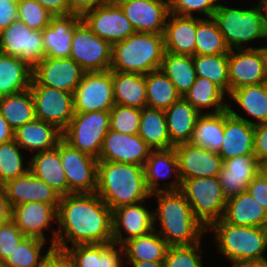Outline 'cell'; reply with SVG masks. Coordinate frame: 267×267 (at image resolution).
<instances>
[{"label":"cell","instance_id":"cell-9","mask_svg":"<svg viewBox=\"0 0 267 267\" xmlns=\"http://www.w3.org/2000/svg\"><path fill=\"white\" fill-rule=\"evenodd\" d=\"M70 58L85 72H103L111 68L112 44L95 35L81 20L74 28Z\"/></svg>","mask_w":267,"mask_h":267},{"label":"cell","instance_id":"cell-21","mask_svg":"<svg viewBox=\"0 0 267 267\" xmlns=\"http://www.w3.org/2000/svg\"><path fill=\"white\" fill-rule=\"evenodd\" d=\"M136 32L163 34L168 0H129L120 5Z\"/></svg>","mask_w":267,"mask_h":267},{"label":"cell","instance_id":"cell-67","mask_svg":"<svg viewBox=\"0 0 267 267\" xmlns=\"http://www.w3.org/2000/svg\"><path fill=\"white\" fill-rule=\"evenodd\" d=\"M264 231H265V234H266V236H267V219H266V222H265V225H264Z\"/></svg>","mask_w":267,"mask_h":267},{"label":"cell","instance_id":"cell-59","mask_svg":"<svg viewBox=\"0 0 267 267\" xmlns=\"http://www.w3.org/2000/svg\"><path fill=\"white\" fill-rule=\"evenodd\" d=\"M12 139H14V130L0 113V144L11 141Z\"/></svg>","mask_w":267,"mask_h":267},{"label":"cell","instance_id":"cell-6","mask_svg":"<svg viewBox=\"0 0 267 267\" xmlns=\"http://www.w3.org/2000/svg\"><path fill=\"white\" fill-rule=\"evenodd\" d=\"M164 52L163 34L135 32L112 45L110 70L146 75L160 69Z\"/></svg>","mask_w":267,"mask_h":267},{"label":"cell","instance_id":"cell-35","mask_svg":"<svg viewBox=\"0 0 267 267\" xmlns=\"http://www.w3.org/2000/svg\"><path fill=\"white\" fill-rule=\"evenodd\" d=\"M114 103L144 108L147 106L145 75L112 71Z\"/></svg>","mask_w":267,"mask_h":267},{"label":"cell","instance_id":"cell-43","mask_svg":"<svg viewBox=\"0 0 267 267\" xmlns=\"http://www.w3.org/2000/svg\"><path fill=\"white\" fill-rule=\"evenodd\" d=\"M147 107L166 110L181 96L171 80L160 70L145 75Z\"/></svg>","mask_w":267,"mask_h":267},{"label":"cell","instance_id":"cell-1","mask_svg":"<svg viewBox=\"0 0 267 267\" xmlns=\"http://www.w3.org/2000/svg\"><path fill=\"white\" fill-rule=\"evenodd\" d=\"M56 224L49 242L59 251L78 244L113 242L112 211L96 192L62 196Z\"/></svg>","mask_w":267,"mask_h":267},{"label":"cell","instance_id":"cell-29","mask_svg":"<svg viewBox=\"0 0 267 267\" xmlns=\"http://www.w3.org/2000/svg\"><path fill=\"white\" fill-rule=\"evenodd\" d=\"M195 33L196 16L169 13L163 33L165 51L179 55H196Z\"/></svg>","mask_w":267,"mask_h":267},{"label":"cell","instance_id":"cell-11","mask_svg":"<svg viewBox=\"0 0 267 267\" xmlns=\"http://www.w3.org/2000/svg\"><path fill=\"white\" fill-rule=\"evenodd\" d=\"M30 90L36 119L51 123L63 131L75 114L73 93L41 85L34 77Z\"/></svg>","mask_w":267,"mask_h":267},{"label":"cell","instance_id":"cell-41","mask_svg":"<svg viewBox=\"0 0 267 267\" xmlns=\"http://www.w3.org/2000/svg\"><path fill=\"white\" fill-rule=\"evenodd\" d=\"M160 70L171 80L183 97L196 79L192 56L164 52Z\"/></svg>","mask_w":267,"mask_h":267},{"label":"cell","instance_id":"cell-24","mask_svg":"<svg viewBox=\"0 0 267 267\" xmlns=\"http://www.w3.org/2000/svg\"><path fill=\"white\" fill-rule=\"evenodd\" d=\"M258 173L259 162L255 155H242L224 160L218 179L226 199L246 191Z\"/></svg>","mask_w":267,"mask_h":267},{"label":"cell","instance_id":"cell-7","mask_svg":"<svg viewBox=\"0 0 267 267\" xmlns=\"http://www.w3.org/2000/svg\"><path fill=\"white\" fill-rule=\"evenodd\" d=\"M180 191L190 204L195 217L206 228L223 218L227 199L218 176L184 179Z\"/></svg>","mask_w":267,"mask_h":267},{"label":"cell","instance_id":"cell-65","mask_svg":"<svg viewBox=\"0 0 267 267\" xmlns=\"http://www.w3.org/2000/svg\"><path fill=\"white\" fill-rule=\"evenodd\" d=\"M262 50L265 57L266 75H267V43L262 45Z\"/></svg>","mask_w":267,"mask_h":267},{"label":"cell","instance_id":"cell-63","mask_svg":"<svg viewBox=\"0 0 267 267\" xmlns=\"http://www.w3.org/2000/svg\"><path fill=\"white\" fill-rule=\"evenodd\" d=\"M259 173L267 181V162H264V163L259 164Z\"/></svg>","mask_w":267,"mask_h":267},{"label":"cell","instance_id":"cell-32","mask_svg":"<svg viewBox=\"0 0 267 267\" xmlns=\"http://www.w3.org/2000/svg\"><path fill=\"white\" fill-rule=\"evenodd\" d=\"M223 219L237 226L264 227L267 210L246 190L227 199Z\"/></svg>","mask_w":267,"mask_h":267},{"label":"cell","instance_id":"cell-20","mask_svg":"<svg viewBox=\"0 0 267 267\" xmlns=\"http://www.w3.org/2000/svg\"><path fill=\"white\" fill-rule=\"evenodd\" d=\"M84 74L81 66L71 58L45 57L33 69V77L41 85L73 94Z\"/></svg>","mask_w":267,"mask_h":267},{"label":"cell","instance_id":"cell-22","mask_svg":"<svg viewBox=\"0 0 267 267\" xmlns=\"http://www.w3.org/2000/svg\"><path fill=\"white\" fill-rule=\"evenodd\" d=\"M11 219L26 237L48 241L44 230L49 231L57 223V209L51 204L31 201L11 208Z\"/></svg>","mask_w":267,"mask_h":267},{"label":"cell","instance_id":"cell-57","mask_svg":"<svg viewBox=\"0 0 267 267\" xmlns=\"http://www.w3.org/2000/svg\"><path fill=\"white\" fill-rule=\"evenodd\" d=\"M45 7L53 16L69 15L68 0H34Z\"/></svg>","mask_w":267,"mask_h":267},{"label":"cell","instance_id":"cell-12","mask_svg":"<svg viewBox=\"0 0 267 267\" xmlns=\"http://www.w3.org/2000/svg\"><path fill=\"white\" fill-rule=\"evenodd\" d=\"M58 151L67 177L68 194L95 193L98 159L81 152L63 138L58 141Z\"/></svg>","mask_w":267,"mask_h":267},{"label":"cell","instance_id":"cell-18","mask_svg":"<svg viewBox=\"0 0 267 267\" xmlns=\"http://www.w3.org/2000/svg\"><path fill=\"white\" fill-rule=\"evenodd\" d=\"M143 167L146 185L151 194L180 190L182 181L174 148L152 150ZM168 178L174 180L167 182L168 184L165 181L161 186L160 180H168Z\"/></svg>","mask_w":267,"mask_h":267},{"label":"cell","instance_id":"cell-17","mask_svg":"<svg viewBox=\"0 0 267 267\" xmlns=\"http://www.w3.org/2000/svg\"><path fill=\"white\" fill-rule=\"evenodd\" d=\"M146 201L150 200L122 206L112 211L113 243L122 245L129 239L154 230L153 210L145 206Z\"/></svg>","mask_w":267,"mask_h":267},{"label":"cell","instance_id":"cell-26","mask_svg":"<svg viewBox=\"0 0 267 267\" xmlns=\"http://www.w3.org/2000/svg\"><path fill=\"white\" fill-rule=\"evenodd\" d=\"M223 142L218 155L222 160L242 155H254V125L224 110Z\"/></svg>","mask_w":267,"mask_h":267},{"label":"cell","instance_id":"cell-55","mask_svg":"<svg viewBox=\"0 0 267 267\" xmlns=\"http://www.w3.org/2000/svg\"><path fill=\"white\" fill-rule=\"evenodd\" d=\"M41 267H75V265L64 251L54 249Z\"/></svg>","mask_w":267,"mask_h":267},{"label":"cell","instance_id":"cell-25","mask_svg":"<svg viewBox=\"0 0 267 267\" xmlns=\"http://www.w3.org/2000/svg\"><path fill=\"white\" fill-rule=\"evenodd\" d=\"M64 252L75 267H124V252L117 243L78 244ZM127 267V266H125Z\"/></svg>","mask_w":267,"mask_h":267},{"label":"cell","instance_id":"cell-19","mask_svg":"<svg viewBox=\"0 0 267 267\" xmlns=\"http://www.w3.org/2000/svg\"><path fill=\"white\" fill-rule=\"evenodd\" d=\"M177 158L181 181L199 177H216L221 171L223 160L218 153L191 143L173 147Z\"/></svg>","mask_w":267,"mask_h":267},{"label":"cell","instance_id":"cell-42","mask_svg":"<svg viewBox=\"0 0 267 267\" xmlns=\"http://www.w3.org/2000/svg\"><path fill=\"white\" fill-rule=\"evenodd\" d=\"M50 244L44 254L43 247ZM55 248L48 241L25 237L0 267H41Z\"/></svg>","mask_w":267,"mask_h":267},{"label":"cell","instance_id":"cell-15","mask_svg":"<svg viewBox=\"0 0 267 267\" xmlns=\"http://www.w3.org/2000/svg\"><path fill=\"white\" fill-rule=\"evenodd\" d=\"M228 72L229 94L246 85L263 83L267 79V75L262 47L230 50Z\"/></svg>","mask_w":267,"mask_h":267},{"label":"cell","instance_id":"cell-2","mask_svg":"<svg viewBox=\"0 0 267 267\" xmlns=\"http://www.w3.org/2000/svg\"><path fill=\"white\" fill-rule=\"evenodd\" d=\"M151 197L157 199L154 230L169 246L193 245L203 240L207 228L195 217L180 190L157 192Z\"/></svg>","mask_w":267,"mask_h":267},{"label":"cell","instance_id":"cell-39","mask_svg":"<svg viewBox=\"0 0 267 267\" xmlns=\"http://www.w3.org/2000/svg\"><path fill=\"white\" fill-rule=\"evenodd\" d=\"M0 113L14 131L35 120V104L30 88L0 97Z\"/></svg>","mask_w":267,"mask_h":267},{"label":"cell","instance_id":"cell-38","mask_svg":"<svg viewBox=\"0 0 267 267\" xmlns=\"http://www.w3.org/2000/svg\"><path fill=\"white\" fill-rule=\"evenodd\" d=\"M138 135L152 150H166L173 148L167 130L165 112L162 109L144 107Z\"/></svg>","mask_w":267,"mask_h":267},{"label":"cell","instance_id":"cell-14","mask_svg":"<svg viewBox=\"0 0 267 267\" xmlns=\"http://www.w3.org/2000/svg\"><path fill=\"white\" fill-rule=\"evenodd\" d=\"M82 20L95 35L112 45L136 32L120 5L103 3L86 12Z\"/></svg>","mask_w":267,"mask_h":267},{"label":"cell","instance_id":"cell-3","mask_svg":"<svg viewBox=\"0 0 267 267\" xmlns=\"http://www.w3.org/2000/svg\"><path fill=\"white\" fill-rule=\"evenodd\" d=\"M96 193L111 211L151 198L143 166L108 161H98Z\"/></svg>","mask_w":267,"mask_h":267},{"label":"cell","instance_id":"cell-13","mask_svg":"<svg viewBox=\"0 0 267 267\" xmlns=\"http://www.w3.org/2000/svg\"><path fill=\"white\" fill-rule=\"evenodd\" d=\"M73 96L75 113L110 111L115 105L112 71L85 72Z\"/></svg>","mask_w":267,"mask_h":267},{"label":"cell","instance_id":"cell-58","mask_svg":"<svg viewBox=\"0 0 267 267\" xmlns=\"http://www.w3.org/2000/svg\"><path fill=\"white\" fill-rule=\"evenodd\" d=\"M11 218V208L6 198L3 185H0V224Z\"/></svg>","mask_w":267,"mask_h":267},{"label":"cell","instance_id":"cell-46","mask_svg":"<svg viewBox=\"0 0 267 267\" xmlns=\"http://www.w3.org/2000/svg\"><path fill=\"white\" fill-rule=\"evenodd\" d=\"M22 150L14 139L0 144V185L29 171V159Z\"/></svg>","mask_w":267,"mask_h":267},{"label":"cell","instance_id":"cell-27","mask_svg":"<svg viewBox=\"0 0 267 267\" xmlns=\"http://www.w3.org/2000/svg\"><path fill=\"white\" fill-rule=\"evenodd\" d=\"M81 20L76 14L52 16L42 30L45 57L70 58L74 28Z\"/></svg>","mask_w":267,"mask_h":267},{"label":"cell","instance_id":"cell-48","mask_svg":"<svg viewBox=\"0 0 267 267\" xmlns=\"http://www.w3.org/2000/svg\"><path fill=\"white\" fill-rule=\"evenodd\" d=\"M142 109L115 104L110 110V129L113 131L137 135Z\"/></svg>","mask_w":267,"mask_h":267},{"label":"cell","instance_id":"cell-66","mask_svg":"<svg viewBox=\"0 0 267 267\" xmlns=\"http://www.w3.org/2000/svg\"><path fill=\"white\" fill-rule=\"evenodd\" d=\"M263 89H264V92L267 96V79L263 82Z\"/></svg>","mask_w":267,"mask_h":267},{"label":"cell","instance_id":"cell-31","mask_svg":"<svg viewBox=\"0 0 267 267\" xmlns=\"http://www.w3.org/2000/svg\"><path fill=\"white\" fill-rule=\"evenodd\" d=\"M29 171L48 184L61 197L68 195V182L61 164L57 146L47 151L33 154L29 158Z\"/></svg>","mask_w":267,"mask_h":267},{"label":"cell","instance_id":"cell-54","mask_svg":"<svg viewBox=\"0 0 267 267\" xmlns=\"http://www.w3.org/2000/svg\"><path fill=\"white\" fill-rule=\"evenodd\" d=\"M247 191L267 210V181L260 173L249 183Z\"/></svg>","mask_w":267,"mask_h":267},{"label":"cell","instance_id":"cell-37","mask_svg":"<svg viewBox=\"0 0 267 267\" xmlns=\"http://www.w3.org/2000/svg\"><path fill=\"white\" fill-rule=\"evenodd\" d=\"M124 262L164 261L169 245L155 231L127 240L122 245Z\"/></svg>","mask_w":267,"mask_h":267},{"label":"cell","instance_id":"cell-53","mask_svg":"<svg viewBox=\"0 0 267 267\" xmlns=\"http://www.w3.org/2000/svg\"><path fill=\"white\" fill-rule=\"evenodd\" d=\"M18 19V0H0V31Z\"/></svg>","mask_w":267,"mask_h":267},{"label":"cell","instance_id":"cell-30","mask_svg":"<svg viewBox=\"0 0 267 267\" xmlns=\"http://www.w3.org/2000/svg\"><path fill=\"white\" fill-rule=\"evenodd\" d=\"M62 138V131L55 125L35 119L14 131L15 142L32 154L47 151L57 146Z\"/></svg>","mask_w":267,"mask_h":267},{"label":"cell","instance_id":"cell-23","mask_svg":"<svg viewBox=\"0 0 267 267\" xmlns=\"http://www.w3.org/2000/svg\"><path fill=\"white\" fill-rule=\"evenodd\" d=\"M3 187L10 208L23 203L38 201L51 204L57 209L60 203L61 196L30 171L7 181Z\"/></svg>","mask_w":267,"mask_h":267},{"label":"cell","instance_id":"cell-40","mask_svg":"<svg viewBox=\"0 0 267 267\" xmlns=\"http://www.w3.org/2000/svg\"><path fill=\"white\" fill-rule=\"evenodd\" d=\"M224 111L216 114H201L196 121L189 143L219 153L223 142Z\"/></svg>","mask_w":267,"mask_h":267},{"label":"cell","instance_id":"cell-60","mask_svg":"<svg viewBox=\"0 0 267 267\" xmlns=\"http://www.w3.org/2000/svg\"><path fill=\"white\" fill-rule=\"evenodd\" d=\"M125 265L131 264V267H165L164 261H140V262H124Z\"/></svg>","mask_w":267,"mask_h":267},{"label":"cell","instance_id":"cell-61","mask_svg":"<svg viewBox=\"0 0 267 267\" xmlns=\"http://www.w3.org/2000/svg\"><path fill=\"white\" fill-rule=\"evenodd\" d=\"M232 267H267V262H247L231 264Z\"/></svg>","mask_w":267,"mask_h":267},{"label":"cell","instance_id":"cell-36","mask_svg":"<svg viewBox=\"0 0 267 267\" xmlns=\"http://www.w3.org/2000/svg\"><path fill=\"white\" fill-rule=\"evenodd\" d=\"M33 69L15 56L0 52V97L30 88Z\"/></svg>","mask_w":267,"mask_h":267},{"label":"cell","instance_id":"cell-33","mask_svg":"<svg viewBox=\"0 0 267 267\" xmlns=\"http://www.w3.org/2000/svg\"><path fill=\"white\" fill-rule=\"evenodd\" d=\"M171 144L189 143L197 118L201 115L188 101L181 97L164 110Z\"/></svg>","mask_w":267,"mask_h":267},{"label":"cell","instance_id":"cell-34","mask_svg":"<svg viewBox=\"0 0 267 267\" xmlns=\"http://www.w3.org/2000/svg\"><path fill=\"white\" fill-rule=\"evenodd\" d=\"M183 98L200 114H216L228 108V95L216 84L203 77H196L194 84Z\"/></svg>","mask_w":267,"mask_h":267},{"label":"cell","instance_id":"cell-51","mask_svg":"<svg viewBox=\"0 0 267 267\" xmlns=\"http://www.w3.org/2000/svg\"><path fill=\"white\" fill-rule=\"evenodd\" d=\"M25 237L11 218L0 224V266Z\"/></svg>","mask_w":267,"mask_h":267},{"label":"cell","instance_id":"cell-56","mask_svg":"<svg viewBox=\"0 0 267 267\" xmlns=\"http://www.w3.org/2000/svg\"><path fill=\"white\" fill-rule=\"evenodd\" d=\"M106 3L105 0H68L70 13L83 16L86 12Z\"/></svg>","mask_w":267,"mask_h":267},{"label":"cell","instance_id":"cell-62","mask_svg":"<svg viewBox=\"0 0 267 267\" xmlns=\"http://www.w3.org/2000/svg\"><path fill=\"white\" fill-rule=\"evenodd\" d=\"M260 4L264 18H265V22L267 24V0H258L256 1Z\"/></svg>","mask_w":267,"mask_h":267},{"label":"cell","instance_id":"cell-64","mask_svg":"<svg viewBox=\"0 0 267 267\" xmlns=\"http://www.w3.org/2000/svg\"><path fill=\"white\" fill-rule=\"evenodd\" d=\"M106 3L111 5H121L122 3L129 1V0H105Z\"/></svg>","mask_w":267,"mask_h":267},{"label":"cell","instance_id":"cell-45","mask_svg":"<svg viewBox=\"0 0 267 267\" xmlns=\"http://www.w3.org/2000/svg\"><path fill=\"white\" fill-rule=\"evenodd\" d=\"M192 59L196 77L210 80L229 95V54L193 55Z\"/></svg>","mask_w":267,"mask_h":267},{"label":"cell","instance_id":"cell-47","mask_svg":"<svg viewBox=\"0 0 267 267\" xmlns=\"http://www.w3.org/2000/svg\"><path fill=\"white\" fill-rule=\"evenodd\" d=\"M201 243L169 246L164 259L165 267H203Z\"/></svg>","mask_w":267,"mask_h":267},{"label":"cell","instance_id":"cell-52","mask_svg":"<svg viewBox=\"0 0 267 267\" xmlns=\"http://www.w3.org/2000/svg\"><path fill=\"white\" fill-rule=\"evenodd\" d=\"M254 155L259 164L267 162V122L254 125Z\"/></svg>","mask_w":267,"mask_h":267},{"label":"cell","instance_id":"cell-10","mask_svg":"<svg viewBox=\"0 0 267 267\" xmlns=\"http://www.w3.org/2000/svg\"><path fill=\"white\" fill-rule=\"evenodd\" d=\"M0 52L18 57L34 69L45 58L42 31L32 30L16 19L0 31Z\"/></svg>","mask_w":267,"mask_h":267},{"label":"cell","instance_id":"cell-5","mask_svg":"<svg viewBox=\"0 0 267 267\" xmlns=\"http://www.w3.org/2000/svg\"><path fill=\"white\" fill-rule=\"evenodd\" d=\"M223 4L219 1L213 19L230 50L261 48L257 44L249 46L250 42H256L257 39L267 42V24L260 4L254 3L250 8H235Z\"/></svg>","mask_w":267,"mask_h":267},{"label":"cell","instance_id":"cell-4","mask_svg":"<svg viewBox=\"0 0 267 267\" xmlns=\"http://www.w3.org/2000/svg\"><path fill=\"white\" fill-rule=\"evenodd\" d=\"M210 231L215 248L229 263L267 262V236L263 227L237 226L222 218L207 228V233Z\"/></svg>","mask_w":267,"mask_h":267},{"label":"cell","instance_id":"cell-8","mask_svg":"<svg viewBox=\"0 0 267 267\" xmlns=\"http://www.w3.org/2000/svg\"><path fill=\"white\" fill-rule=\"evenodd\" d=\"M110 129V111L75 113L62 138L81 152L99 159L103 139Z\"/></svg>","mask_w":267,"mask_h":267},{"label":"cell","instance_id":"cell-44","mask_svg":"<svg viewBox=\"0 0 267 267\" xmlns=\"http://www.w3.org/2000/svg\"><path fill=\"white\" fill-rule=\"evenodd\" d=\"M196 55L229 54L227 46L218 25L211 18L196 16Z\"/></svg>","mask_w":267,"mask_h":267},{"label":"cell","instance_id":"cell-49","mask_svg":"<svg viewBox=\"0 0 267 267\" xmlns=\"http://www.w3.org/2000/svg\"><path fill=\"white\" fill-rule=\"evenodd\" d=\"M52 14L34 0H18V19L30 29L42 31L49 25Z\"/></svg>","mask_w":267,"mask_h":267},{"label":"cell","instance_id":"cell-16","mask_svg":"<svg viewBox=\"0 0 267 267\" xmlns=\"http://www.w3.org/2000/svg\"><path fill=\"white\" fill-rule=\"evenodd\" d=\"M151 151L138 134L129 135L109 129L103 139L98 161L144 166Z\"/></svg>","mask_w":267,"mask_h":267},{"label":"cell","instance_id":"cell-28","mask_svg":"<svg viewBox=\"0 0 267 267\" xmlns=\"http://www.w3.org/2000/svg\"><path fill=\"white\" fill-rule=\"evenodd\" d=\"M228 98L231 101L228 102L227 109L233 116L252 125L267 122V96L263 89V83L237 88L228 95ZM233 102L237 106L236 108L240 107L239 110L241 109L240 111L244 112L245 117L238 113L239 111L236 112L235 108H232L234 106L232 105Z\"/></svg>","mask_w":267,"mask_h":267},{"label":"cell","instance_id":"cell-50","mask_svg":"<svg viewBox=\"0 0 267 267\" xmlns=\"http://www.w3.org/2000/svg\"><path fill=\"white\" fill-rule=\"evenodd\" d=\"M220 0H168L169 13H174L180 16L193 17L197 12L203 15L202 18H211L216 12ZM222 2V0H221Z\"/></svg>","mask_w":267,"mask_h":267}]
</instances>
